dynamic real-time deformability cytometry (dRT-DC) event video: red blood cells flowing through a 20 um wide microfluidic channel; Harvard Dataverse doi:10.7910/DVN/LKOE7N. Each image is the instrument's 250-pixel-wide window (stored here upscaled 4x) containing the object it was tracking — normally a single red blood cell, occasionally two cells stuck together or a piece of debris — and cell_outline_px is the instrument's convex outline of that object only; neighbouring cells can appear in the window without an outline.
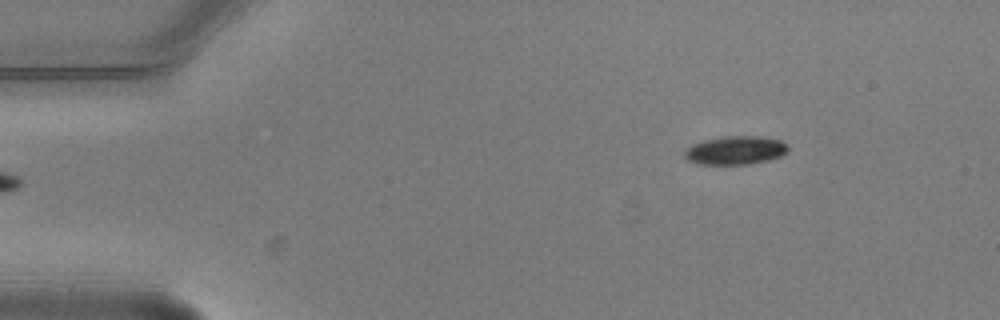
{"species": "common noctule bat (a hibernating species)", "species_latin": "Nyctalus noctula", "temperature_condition": "warm", "stored_images_in_passage": 4, "camera_frame_rate_fps": 3000, "um_per_image_px": 0.085, "animal": {"sex": "male", "body_mass_g": 20.5, "forearm_length_mm": 52.5}, "frame": {"image": 1, "passage_image": 4, "time_ms": 1.0, "image_size_px": [1000, 320], "cell_outline_px": [[788, 148], [780, 156], [768, 160], [748, 164], [696, 164], [688, 160], [684, 156], [684, 152], [692, 144], [704, 140], [728, 136], [760, 136], [780, 140]], "centroid_in_image_um": [62.47, 12.78], "position_along_channel_um": 22.5, "area_um2": 16.94}}